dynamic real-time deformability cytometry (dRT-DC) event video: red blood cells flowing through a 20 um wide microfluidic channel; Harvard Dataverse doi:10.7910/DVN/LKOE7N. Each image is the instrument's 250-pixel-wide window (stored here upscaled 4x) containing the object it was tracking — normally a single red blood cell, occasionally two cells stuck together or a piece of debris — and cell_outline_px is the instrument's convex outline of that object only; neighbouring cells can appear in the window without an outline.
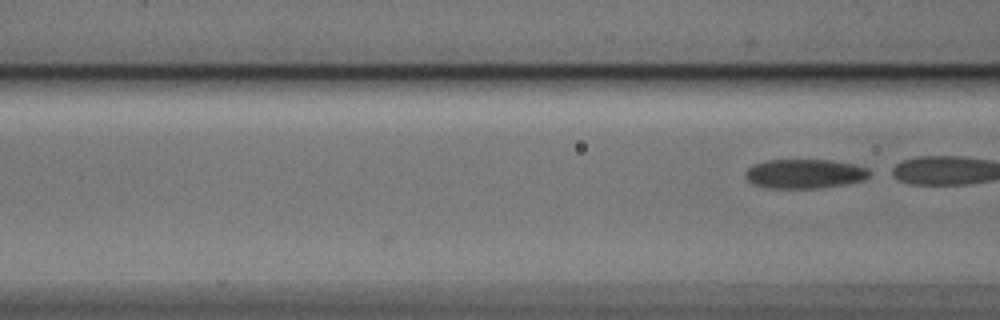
{"species": "Egyptian fruit bat (a non-hibernating species)", "species_latin": "Rousettus aegyptiacus", "temperature_condition": "cold", "stored_images_in_passage": 3, "camera_frame_rate_fps": 3000, "um_per_image_px": 0.085, "animal": {"sex": "male"}, "frame": {"image": 1, "passage_image": 3, "time_ms": 0.667, "image_size_px": [1000, 320], "cell_outline_px": [[876, 172], [864, 180], [844, 184], [816, 188], [772, 188], [752, 184], [744, 176], [744, 172], [752, 164], [764, 160], [832, 160], [852, 164], [868, 168]], "centroid_in_image_um": [68.41, 14.76], "position_along_channel_um": 98.2, "area_um2": 21.44}}